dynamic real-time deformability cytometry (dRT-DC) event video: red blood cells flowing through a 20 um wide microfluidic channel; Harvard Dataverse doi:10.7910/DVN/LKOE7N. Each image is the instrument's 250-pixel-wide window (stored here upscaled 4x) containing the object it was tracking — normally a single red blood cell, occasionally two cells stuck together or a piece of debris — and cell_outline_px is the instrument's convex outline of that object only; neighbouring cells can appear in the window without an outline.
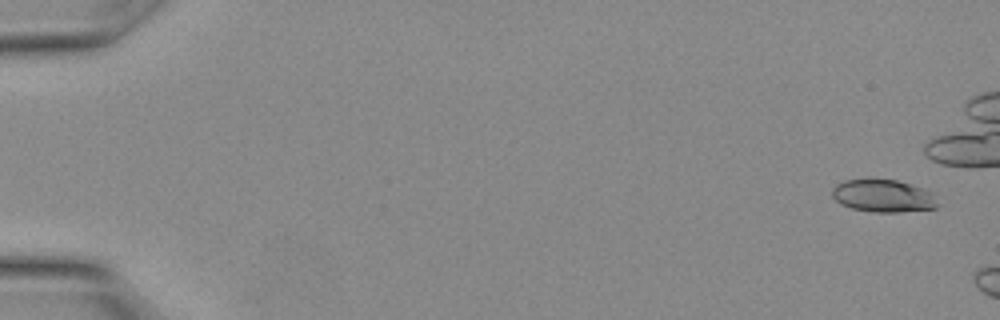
{"species": "Egyptian fruit bat (a non-hibernating species)", "species_latin": "Rousettus aegyptiacus", "temperature_condition": "warm", "stored_images_in_passage": 8, "camera_frame_rate_fps": 3000, "um_per_image_px": 0.085, "animal": {"sex": "female"}, "frame": {"image": 1, "passage_image": 2, "time_ms": 0.333, "image_size_px": [1000, 320], "cell_outline_px": [[940, 204], [936, 208], [896, 212], [876, 212], [852, 208], [840, 204], [832, 196], [832, 188], [836, 184], [844, 180], [896, 180], [920, 188], [928, 192]], "centroid_in_image_um": [75.02, 16.66], "position_along_channel_um": 10.0, "area_um2": 19.54}}